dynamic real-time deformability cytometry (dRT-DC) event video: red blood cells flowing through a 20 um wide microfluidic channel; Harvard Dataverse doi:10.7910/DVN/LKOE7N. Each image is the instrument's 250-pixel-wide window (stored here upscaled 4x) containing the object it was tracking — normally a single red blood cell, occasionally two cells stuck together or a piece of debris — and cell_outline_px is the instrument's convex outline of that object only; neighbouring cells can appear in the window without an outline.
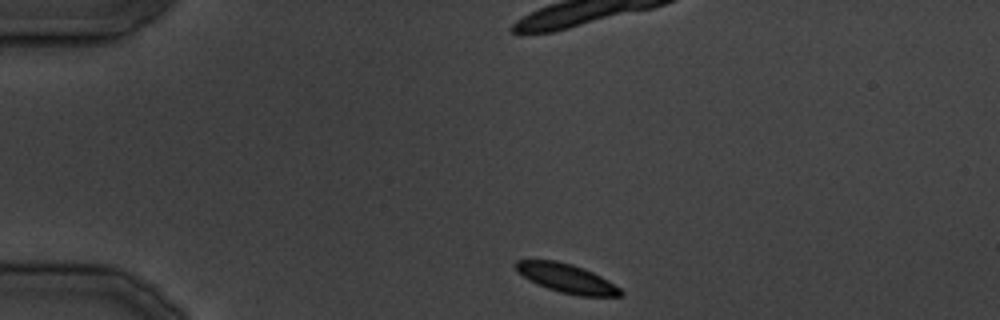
{"species": "common noctule bat (a hibernating species)", "species_latin": "Nyctalus noctula", "temperature_condition": "cold", "stored_images_in_passage": 30, "camera_frame_rate_fps": 3000, "um_per_image_px": 0.085, "animal": {"sex": "male", "body_mass_g": 19.5, "forearm_length_mm": 54.6}, "frame": {"image": 1, "passage_image": 1, "time_ms": 0.0, "image_size_px": [1000, 320], "cell_outline_px": [[624, 296], [580, 296], [560, 292], [548, 288], [516, 272], [512, 264], [516, 260], [556, 260], [572, 264], [584, 268], [608, 280], [620, 288], [624, 292]], "centroid_in_image_um": [48.17, 23.64], "position_along_channel_um": 36.8, "area_um2": 17.63}}